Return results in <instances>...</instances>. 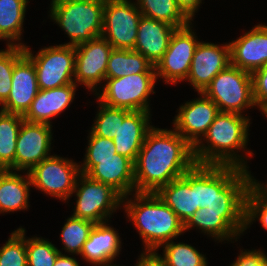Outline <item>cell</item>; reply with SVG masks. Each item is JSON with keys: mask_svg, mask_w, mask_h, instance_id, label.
<instances>
[{"mask_svg": "<svg viewBox=\"0 0 267 266\" xmlns=\"http://www.w3.org/2000/svg\"><path fill=\"white\" fill-rule=\"evenodd\" d=\"M195 164L193 147L178 132L153 125L134 162L135 193H156Z\"/></svg>", "mask_w": 267, "mask_h": 266, "instance_id": "1", "label": "cell"}, {"mask_svg": "<svg viewBox=\"0 0 267 266\" xmlns=\"http://www.w3.org/2000/svg\"><path fill=\"white\" fill-rule=\"evenodd\" d=\"M246 116L220 111L206 134L193 147L196 164L235 166L249 171L247 157L254 153L246 146L251 124L250 117ZM242 150L246 151L244 156L238 153Z\"/></svg>", "mask_w": 267, "mask_h": 266, "instance_id": "2", "label": "cell"}, {"mask_svg": "<svg viewBox=\"0 0 267 266\" xmlns=\"http://www.w3.org/2000/svg\"><path fill=\"white\" fill-rule=\"evenodd\" d=\"M122 206L139 232L143 250L158 251L184 233V224L156 193H132L122 198Z\"/></svg>", "mask_w": 267, "mask_h": 266, "instance_id": "3", "label": "cell"}, {"mask_svg": "<svg viewBox=\"0 0 267 266\" xmlns=\"http://www.w3.org/2000/svg\"><path fill=\"white\" fill-rule=\"evenodd\" d=\"M50 3V19L70 39L64 45L76 46L101 36L105 0H60Z\"/></svg>", "mask_w": 267, "mask_h": 266, "instance_id": "4", "label": "cell"}, {"mask_svg": "<svg viewBox=\"0 0 267 266\" xmlns=\"http://www.w3.org/2000/svg\"><path fill=\"white\" fill-rule=\"evenodd\" d=\"M156 81V73H139L120 78H105L102 87L99 86L101 89L94 95H97L101 103L110 107L150 112L149 97L151 94H155Z\"/></svg>", "mask_w": 267, "mask_h": 266, "instance_id": "5", "label": "cell"}, {"mask_svg": "<svg viewBox=\"0 0 267 266\" xmlns=\"http://www.w3.org/2000/svg\"><path fill=\"white\" fill-rule=\"evenodd\" d=\"M203 93L221 112L245 115L244 110L256 107L251 73L231 64L212 79Z\"/></svg>", "mask_w": 267, "mask_h": 266, "instance_id": "6", "label": "cell"}, {"mask_svg": "<svg viewBox=\"0 0 267 266\" xmlns=\"http://www.w3.org/2000/svg\"><path fill=\"white\" fill-rule=\"evenodd\" d=\"M73 193L77 198L72 216L95 224L108 221L122 205L123 197L116 190L82 173Z\"/></svg>", "mask_w": 267, "mask_h": 266, "instance_id": "7", "label": "cell"}, {"mask_svg": "<svg viewBox=\"0 0 267 266\" xmlns=\"http://www.w3.org/2000/svg\"><path fill=\"white\" fill-rule=\"evenodd\" d=\"M24 52L34 63L39 89L48 90L75 83V46L59 44L44 47L34 55L25 45Z\"/></svg>", "mask_w": 267, "mask_h": 266, "instance_id": "8", "label": "cell"}, {"mask_svg": "<svg viewBox=\"0 0 267 266\" xmlns=\"http://www.w3.org/2000/svg\"><path fill=\"white\" fill-rule=\"evenodd\" d=\"M32 186L45 194L62 201L73 196L80 165L71 159L51 155L28 172Z\"/></svg>", "mask_w": 267, "mask_h": 266, "instance_id": "9", "label": "cell"}, {"mask_svg": "<svg viewBox=\"0 0 267 266\" xmlns=\"http://www.w3.org/2000/svg\"><path fill=\"white\" fill-rule=\"evenodd\" d=\"M141 16L136 1L105 0L101 36L113 49L134 50Z\"/></svg>", "mask_w": 267, "mask_h": 266, "instance_id": "10", "label": "cell"}, {"mask_svg": "<svg viewBox=\"0 0 267 266\" xmlns=\"http://www.w3.org/2000/svg\"><path fill=\"white\" fill-rule=\"evenodd\" d=\"M192 27L193 24L190 22L184 27L175 29L168 49L155 66L157 79L162 78L165 83L175 85L186 80L194 51L200 42Z\"/></svg>", "mask_w": 267, "mask_h": 266, "instance_id": "11", "label": "cell"}, {"mask_svg": "<svg viewBox=\"0 0 267 266\" xmlns=\"http://www.w3.org/2000/svg\"><path fill=\"white\" fill-rule=\"evenodd\" d=\"M250 171L235 166L214 165V201L205 210L246 212Z\"/></svg>", "mask_w": 267, "mask_h": 266, "instance_id": "12", "label": "cell"}, {"mask_svg": "<svg viewBox=\"0 0 267 266\" xmlns=\"http://www.w3.org/2000/svg\"><path fill=\"white\" fill-rule=\"evenodd\" d=\"M113 47L102 36L75 46L74 82L96 93L105 82L109 55Z\"/></svg>", "mask_w": 267, "mask_h": 266, "instance_id": "13", "label": "cell"}, {"mask_svg": "<svg viewBox=\"0 0 267 266\" xmlns=\"http://www.w3.org/2000/svg\"><path fill=\"white\" fill-rule=\"evenodd\" d=\"M52 125L23 120L16 142L14 171L29 172L51 156Z\"/></svg>", "mask_w": 267, "mask_h": 266, "instance_id": "14", "label": "cell"}, {"mask_svg": "<svg viewBox=\"0 0 267 266\" xmlns=\"http://www.w3.org/2000/svg\"><path fill=\"white\" fill-rule=\"evenodd\" d=\"M198 95L199 98L181 105L173 120V129L192 147L203 138L220 112L218 106L203 92Z\"/></svg>", "mask_w": 267, "mask_h": 266, "instance_id": "15", "label": "cell"}, {"mask_svg": "<svg viewBox=\"0 0 267 266\" xmlns=\"http://www.w3.org/2000/svg\"><path fill=\"white\" fill-rule=\"evenodd\" d=\"M82 174L111 186L122 197L135 193L134 162L126 156L115 154L106 159H83Z\"/></svg>", "mask_w": 267, "mask_h": 266, "instance_id": "16", "label": "cell"}, {"mask_svg": "<svg viewBox=\"0 0 267 266\" xmlns=\"http://www.w3.org/2000/svg\"><path fill=\"white\" fill-rule=\"evenodd\" d=\"M231 64L230 44L199 42L193 54L188 81L197 91L204 92L212 79Z\"/></svg>", "mask_w": 267, "mask_h": 266, "instance_id": "17", "label": "cell"}, {"mask_svg": "<svg viewBox=\"0 0 267 266\" xmlns=\"http://www.w3.org/2000/svg\"><path fill=\"white\" fill-rule=\"evenodd\" d=\"M198 229L217 242L237 239L245 232V212H213L199 208L184 224V232Z\"/></svg>", "mask_w": 267, "mask_h": 266, "instance_id": "18", "label": "cell"}, {"mask_svg": "<svg viewBox=\"0 0 267 266\" xmlns=\"http://www.w3.org/2000/svg\"><path fill=\"white\" fill-rule=\"evenodd\" d=\"M39 91L34 63L24 55L13 68L11 90L0 110L24 116Z\"/></svg>", "mask_w": 267, "mask_h": 266, "instance_id": "19", "label": "cell"}, {"mask_svg": "<svg viewBox=\"0 0 267 266\" xmlns=\"http://www.w3.org/2000/svg\"><path fill=\"white\" fill-rule=\"evenodd\" d=\"M229 44L231 65L252 73L267 64V25H255Z\"/></svg>", "mask_w": 267, "mask_h": 266, "instance_id": "20", "label": "cell"}, {"mask_svg": "<svg viewBox=\"0 0 267 266\" xmlns=\"http://www.w3.org/2000/svg\"><path fill=\"white\" fill-rule=\"evenodd\" d=\"M156 194L185 224L198 210L196 198V164L182 177L162 186Z\"/></svg>", "mask_w": 267, "mask_h": 266, "instance_id": "21", "label": "cell"}, {"mask_svg": "<svg viewBox=\"0 0 267 266\" xmlns=\"http://www.w3.org/2000/svg\"><path fill=\"white\" fill-rule=\"evenodd\" d=\"M109 221L94 225L88 240L85 242L80 257L94 266H108L121 253V239L118 231L108 226Z\"/></svg>", "mask_w": 267, "mask_h": 266, "instance_id": "22", "label": "cell"}, {"mask_svg": "<svg viewBox=\"0 0 267 266\" xmlns=\"http://www.w3.org/2000/svg\"><path fill=\"white\" fill-rule=\"evenodd\" d=\"M77 87L76 83H71L48 90L39 89L29 110L23 116L24 120L52 125L51 119L69 108L74 101Z\"/></svg>", "mask_w": 267, "mask_h": 266, "instance_id": "23", "label": "cell"}, {"mask_svg": "<svg viewBox=\"0 0 267 266\" xmlns=\"http://www.w3.org/2000/svg\"><path fill=\"white\" fill-rule=\"evenodd\" d=\"M175 29L176 27L165 22L141 16L134 50L156 66L168 49Z\"/></svg>", "mask_w": 267, "mask_h": 266, "instance_id": "24", "label": "cell"}, {"mask_svg": "<svg viewBox=\"0 0 267 266\" xmlns=\"http://www.w3.org/2000/svg\"><path fill=\"white\" fill-rule=\"evenodd\" d=\"M151 113L147 111H131L120 122L119 128L113 136L117 154L136 161L137 155L144 144L148 131L153 127Z\"/></svg>", "mask_w": 267, "mask_h": 266, "instance_id": "25", "label": "cell"}, {"mask_svg": "<svg viewBox=\"0 0 267 266\" xmlns=\"http://www.w3.org/2000/svg\"><path fill=\"white\" fill-rule=\"evenodd\" d=\"M0 170V214L29 209L30 186L28 172Z\"/></svg>", "mask_w": 267, "mask_h": 266, "instance_id": "26", "label": "cell"}, {"mask_svg": "<svg viewBox=\"0 0 267 266\" xmlns=\"http://www.w3.org/2000/svg\"><path fill=\"white\" fill-rule=\"evenodd\" d=\"M27 3L29 0H0V40L7 41V46H25L20 41Z\"/></svg>", "mask_w": 267, "mask_h": 266, "instance_id": "27", "label": "cell"}, {"mask_svg": "<svg viewBox=\"0 0 267 266\" xmlns=\"http://www.w3.org/2000/svg\"><path fill=\"white\" fill-rule=\"evenodd\" d=\"M139 73H156L155 66L135 50L112 49L105 78H120Z\"/></svg>", "mask_w": 267, "mask_h": 266, "instance_id": "28", "label": "cell"}, {"mask_svg": "<svg viewBox=\"0 0 267 266\" xmlns=\"http://www.w3.org/2000/svg\"><path fill=\"white\" fill-rule=\"evenodd\" d=\"M23 120L22 115L0 110V170L14 171L16 142Z\"/></svg>", "mask_w": 267, "mask_h": 266, "instance_id": "29", "label": "cell"}, {"mask_svg": "<svg viewBox=\"0 0 267 266\" xmlns=\"http://www.w3.org/2000/svg\"><path fill=\"white\" fill-rule=\"evenodd\" d=\"M142 16L181 28L192 22L178 7L176 0H136Z\"/></svg>", "mask_w": 267, "mask_h": 266, "instance_id": "30", "label": "cell"}, {"mask_svg": "<svg viewBox=\"0 0 267 266\" xmlns=\"http://www.w3.org/2000/svg\"><path fill=\"white\" fill-rule=\"evenodd\" d=\"M94 225L95 223L85 219L72 215L68 217L60 233V240L64 245L62 249L70 253L69 255H80Z\"/></svg>", "mask_w": 267, "mask_h": 266, "instance_id": "31", "label": "cell"}, {"mask_svg": "<svg viewBox=\"0 0 267 266\" xmlns=\"http://www.w3.org/2000/svg\"><path fill=\"white\" fill-rule=\"evenodd\" d=\"M161 247H163L162 257L168 266H208L205 255L192 245L171 240Z\"/></svg>", "mask_w": 267, "mask_h": 266, "instance_id": "32", "label": "cell"}, {"mask_svg": "<svg viewBox=\"0 0 267 266\" xmlns=\"http://www.w3.org/2000/svg\"><path fill=\"white\" fill-rule=\"evenodd\" d=\"M99 109L97 111L94 124L91 126V131L94 135L104 138H113L115 132L119 128L120 122L131 112L126 109L110 107L99 100Z\"/></svg>", "mask_w": 267, "mask_h": 266, "instance_id": "33", "label": "cell"}, {"mask_svg": "<svg viewBox=\"0 0 267 266\" xmlns=\"http://www.w3.org/2000/svg\"><path fill=\"white\" fill-rule=\"evenodd\" d=\"M26 229L14 230L0 248V266H28L26 251Z\"/></svg>", "mask_w": 267, "mask_h": 266, "instance_id": "34", "label": "cell"}, {"mask_svg": "<svg viewBox=\"0 0 267 266\" xmlns=\"http://www.w3.org/2000/svg\"><path fill=\"white\" fill-rule=\"evenodd\" d=\"M28 266H54L62 251L43 237L26 238Z\"/></svg>", "mask_w": 267, "mask_h": 266, "instance_id": "35", "label": "cell"}, {"mask_svg": "<svg viewBox=\"0 0 267 266\" xmlns=\"http://www.w3.org/2000/svg\"><path fill=\"white\" fill-rule=\"evenodd\" d=\"M24 55V47L21 46H7L0 50V106L10 94L14 65Z\"/></svg>", "mask_w": 267, "mask_h": 266, "instance_id": "36", "label": "cell"}, {"mask_svg": "<svg viewBox=\"0 0 267 266\" xmlns=\"http://www.w3.org/2000/svg\"><path fill=\"white\" fill-rule=\"evenodd\" d=\"M196 198L198 209L214 201V165L196 164Z\"/></svg>", "mask_w": 267, "mask_h": 266, "instance_id": "37", "label": "cell"}, {"mask_svg": "<svg viewBox=\"0 0 267 266\" xmlns=\"http://www.w3.org/2000/svg\"><path fill=\"white\" fill-rule=\"evenodd\" d=\"M256 220L267 231V204L250 188L246 195L245 230Z\"/></svg>", "mask_w": 267, "mask_h": 266, "instance_id": "38", "label": "cell"}, {"mask_svg": "<svg viewBox=\"0 0 267 266\" xmlns=\"http://www.w3.org/2000/svg\"><path fill=\"white\" fill-rule=\"evenodd\" d=\"M87 137L88 146L86 147L84 159H106L115 157L117 151L112 138L97 136L91 131Z\"/></svg>", "mask_w": 267, "mask_h": 266, "instance_id": "39", "label": "cell"}, {"mask_svg": "<svg viewBox=\"0 0 267 266\" xmlns=\"http://www.w3.org/2000/svg\"><path fill=\"white\" fill-rule=\"evenodd\" d=\"M254 103L267 115V64L251 73Z\"/></svg>", "mask_w": 267, "mask_h": 266, "instance_id": "40", "label": "cell"}, {"mask_svg": "<svg viewBox=\"0 0 267 266\" xmlns=\"http://www.w3.org/2000/svg\"><path fill=\"white\" fill-rule=\"evenodd\" d=\"M230 266H267V255L260 249H240V254Z\"/></svg>", "mask_w": 267, "mask_h": 266, "instance_id": "41", "label": "cell"}, {"mask_svg": "<svg viewBox=\"0 0 267 266\" xmlns=\"http://www.w3.org/2000/svg\"><path fill=\"white\" fill-rule=\"evenodd\" d=\"M138 257L135 266H168L157 250H144Z\"/></svg>", "mask_w": 267, "mask_h": 266, "instance_id": "42", "label": "cell"}, {"mask_svg": "<svg viewBox=\"0 0 267 266\" xmlns=\"http://www.w3.org/2000/svg\"><path fill=\"white\" fill-rule=\"evenodd\" d=\"M178 7L183 11V13L193 21L195 13L199 9L202 0H176Z\"/></svg>", "mask_w": 267, "mask_h": 266, "instance_id": "43", "label": "cell"}, {"mask_svg": "<svg viewBox=\"0 0 267 266\" xmlns=\"http://www.w3.org/2000/svg\"><path fill=\"white\" fill-rule=\"evenodd\" d=\"M250 188L267 204V183H261L250 172Z\"/></svg>", "mask_w": 267, "mask_h": 266, "instance_id": "44", "label": "cell"}, {"mask_svg": "<svg viewBox=\"0 0 267 266\" xmlns=\"http://www.w3.org/2000/svg\"><path fill=\"white\" fill-rule=\"evenodd\" d=\"M54 266H80L79 262L74 257H70L63 252L59 253Z\"/></svg>", "mask_w": 267, "mask_h": 266, "instance_id": "45", "label": "cell"}]
</instances>
